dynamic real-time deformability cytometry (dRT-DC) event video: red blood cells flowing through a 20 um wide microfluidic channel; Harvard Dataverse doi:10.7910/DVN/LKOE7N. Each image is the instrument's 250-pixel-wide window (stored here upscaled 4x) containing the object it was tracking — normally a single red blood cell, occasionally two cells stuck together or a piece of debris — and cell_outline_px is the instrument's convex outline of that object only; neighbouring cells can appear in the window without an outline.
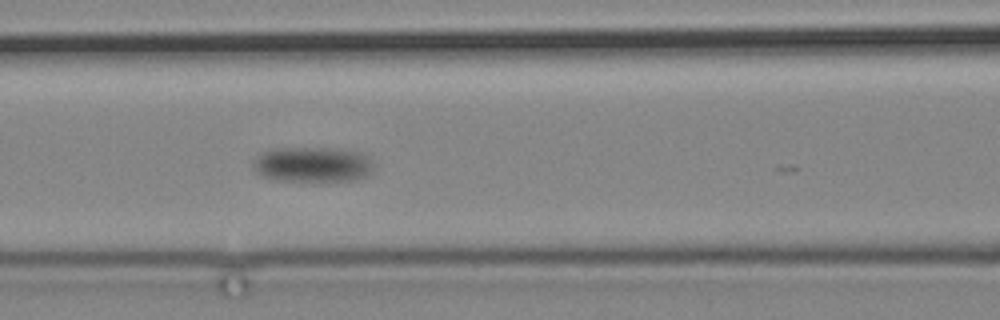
{"species": "common noctule bat (a hibernating species)", "species_latin": "Nyctalus noctula", "temperature_condition": "cold", "stored_images_in_passage": 11, "camera_frame_rate_fps": 3000, "um_per_image_px": 0.085, "animal": {"sex": "male", "body_mass_g": 19.2, "forearm_length_mm": 51.8}, "frame": {"image": 1, "passage_image": 11, "time_ms": 13.0, "image_size_px": [1000, 320], "cell_outline_px": [[372, 172], [368, 176], [352, 180], [272, 180], [260, 176], [252, 168], [252, 164], [256, 156], [260, 152], [276, 148], [340, 148], [360, 152], [368, 156], [372, 164]], "centroid_in_image_um": [26.53, 13.97], "position_along_channel_um": 140.1, "area_um2": 24.97}}